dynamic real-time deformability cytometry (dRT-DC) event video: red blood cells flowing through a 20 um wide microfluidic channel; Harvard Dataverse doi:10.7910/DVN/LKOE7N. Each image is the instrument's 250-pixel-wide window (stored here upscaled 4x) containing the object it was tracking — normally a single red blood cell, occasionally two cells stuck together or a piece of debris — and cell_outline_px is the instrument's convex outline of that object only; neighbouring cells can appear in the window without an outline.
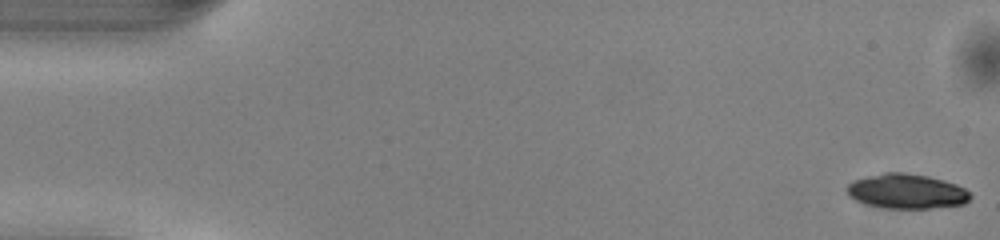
{"species": "common noctule bat (a hibernating species)", "species_latin": "Nyctalus noctula", "temperature_condition": "warm", "stored_images_in_passage": 50, "camera_frame_rate_fps": 3000, "um_per_image_px": 0.085, "animal": {"sex": "male", "body_mass_g": 13.0, "forearm_length_mm": 53.1}, "frame": {"image": 1, "passage_image": 1, "time_ms": 0.0, "image_size_px": [1000, 240], "cell_outline_px": [[972, 196], [964, 204], [928, 208], [880, 208], [864, 204], [848, 196], [848, 184], [852, 180], [884, 172], [900, 172], [928, 176], [944, 180], [956, 184], [964, 188]], "centroid_in_image_um": [77.04, 16.26], "position_along_channel_um": 8.0, "area_um2": 24.97}}
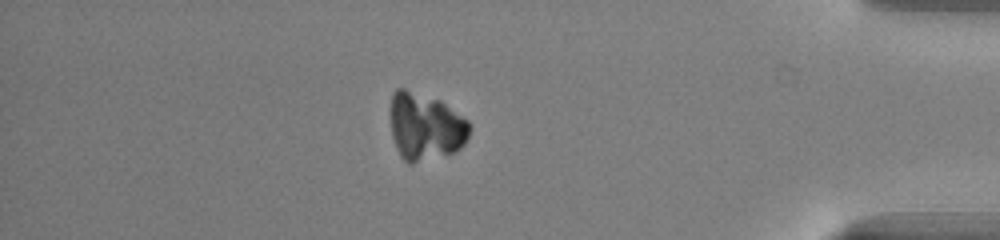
{"frame": {"image": 2, "passage_image": 43, "time_ms": 14.0, "image_size_px": [1000, 240], "cell_outline_px": [[472, 128], [464, 144], [456, 152], [412, 164], [408, 164], [400, 156], [396, 148], [392, 136], [388, 108], [392, 92], [396, 88], [404, 88], [440, 100], [468, 120]], "centroid_in_image_um": [36.12, 10.76], "position_along_channel_um": 399.1, "area_um2": 31.79}}
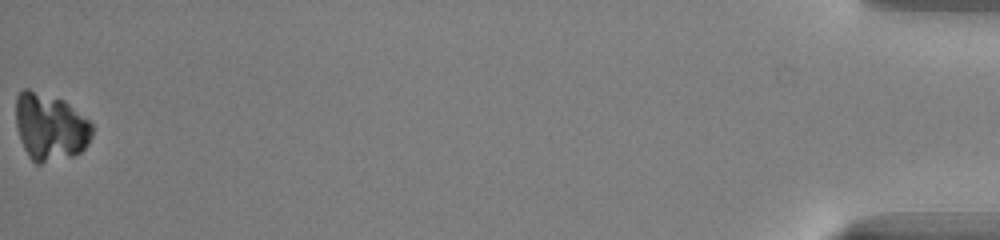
{"frame": {"image": 3, "passage_image": 50, "time_ms": 16.333, "image_size_px": [1000, 240], "cell_outline_px": [[92, 136], [88, 144], [80, 152], [72, 156], [40, 164], [36, 164], [28, 156], [24, 148], [16, 124], [16, 96], [24, 88], [28, 88], [64, 100], [88, 120], [92, 124]], "centroid_in_image_um": [4.26, 10.79], "position_along_channel_um": 430.9, "area_um2": 29.82}}